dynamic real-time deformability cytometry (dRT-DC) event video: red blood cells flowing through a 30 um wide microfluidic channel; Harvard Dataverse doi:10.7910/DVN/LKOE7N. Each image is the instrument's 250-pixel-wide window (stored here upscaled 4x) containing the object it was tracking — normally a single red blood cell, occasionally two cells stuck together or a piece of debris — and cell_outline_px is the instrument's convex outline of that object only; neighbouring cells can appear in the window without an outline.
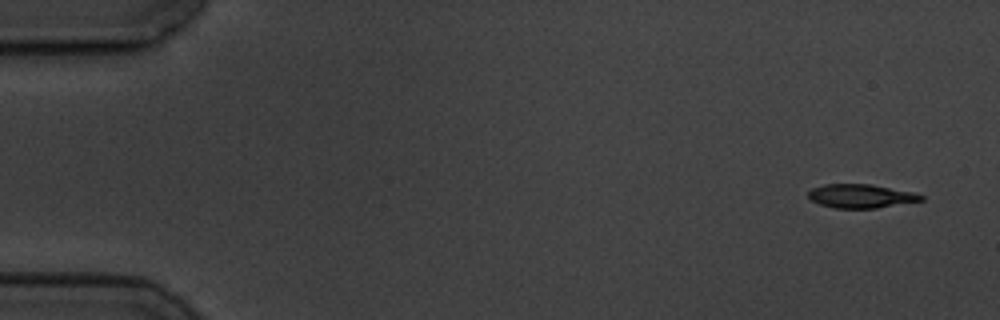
{"species": "common noctule bat (a hibernating species)", "species_latin": "Nyctalus noctula", "temperature_condition": "cold", "stored_images_in_passage": 6, "camera_frame_rate_fps": 3000, "um_per_image_px": 0.085, "animal": {"sex": "male", "body_mass_g": 19.5, "forearm_length_mm": 54.6}, "frame": {"image": 1, "passage_image": 1, "time_ms": 0.0, "image_size_px": [1000, 320], "cell_outline_px": [[924, 200], [876, 208], [836, 208], [820, 204], [812, 200], [808, 196], [808, 192], [812, 188], [824, 184], [872, 184], [916, 192], [924, 196]], "centroid_in_image_um": [73.21, 16.65], "position_along_channel_um": 11.8, "area_um2": 15.66}}